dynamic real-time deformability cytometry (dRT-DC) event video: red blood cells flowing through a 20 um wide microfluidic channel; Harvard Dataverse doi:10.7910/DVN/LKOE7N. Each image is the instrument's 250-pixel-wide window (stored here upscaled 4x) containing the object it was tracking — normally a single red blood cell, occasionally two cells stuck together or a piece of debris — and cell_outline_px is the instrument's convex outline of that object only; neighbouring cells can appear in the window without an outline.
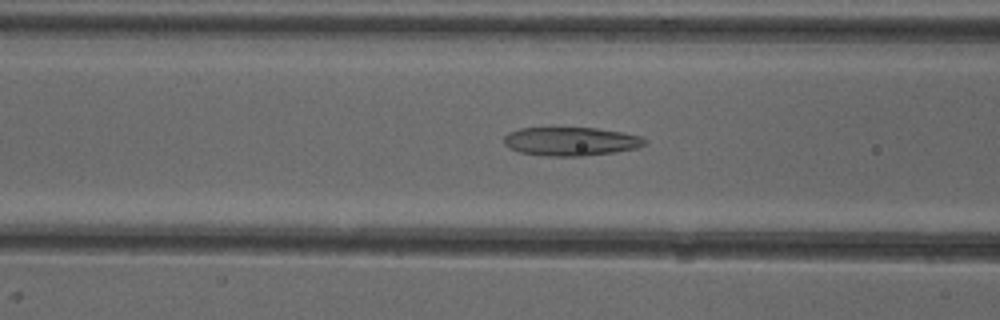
{"species": "common noctule bat (a hibernating species)", "species_latin": "Nyctalus noctula", "temperature_condition": "cold", "stored_images_in_passage": 51, "camera_frame_rate_fps": 3000, "um_per_image_px": 0.085, "animal": {"sex": "female"}, "frame": {"image": 1, "passage_image": 20, "time_ms": 6.333, "image_size_px": [1000, 320], "cell_outline_px": [[648, 144], [636, 148], [616, 152], [584, 156], [544, 156], [520, 152], [508, 148], [504, 144], [504, 136], [508, 132], [520, 128], [596, 128], [620, 132], [640, 136], [648, 140]], "centroid_in_image_um": [48.52, 12.02], "position_along_channel_um": 118.1, "area_um2": 23.64}}
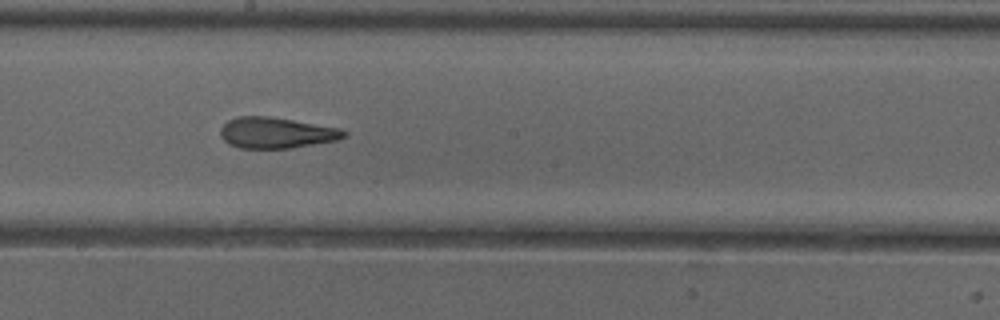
{"frame": {"image": 2, "passage_image": 28, "time_ms": 9.0, "image_size_px": [1000, 320], "cell_outline_px": [[348, 136], [336, 140], [288, 148], [240, 148], [228, 144], [220, 136], [220, 128], [228, 120], [236, 116], [268, 116], [340, 128], [348, 132]], "centroid_in_image_um": [23.46, 11.28], "position_along_channel_um": 224.7, "area_um2": 22.2}}
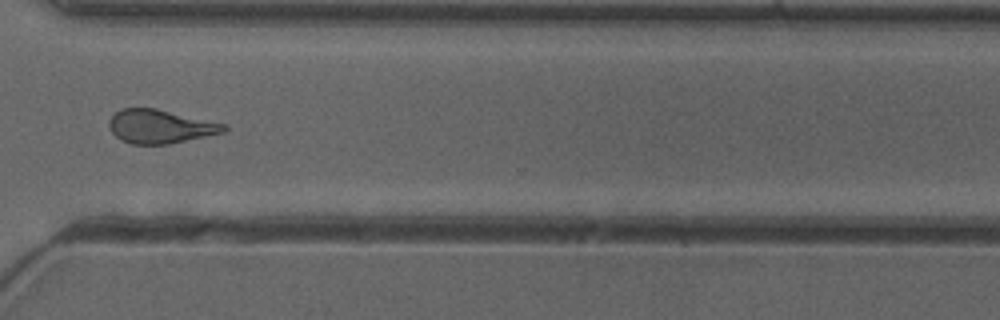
{"frame": {"image": 3, "passage_image": 38, "time_ms": 12.333, "image_size_px": [1000, 320], "cell_outline_px": [[228, 128], [224, 132], [168, 144], [132, 144], [120, 140], [108, 128], [108, 120], [120, 108], [156, 108], [224, 124]], "centroid_in_image_um": [13.56, 10.75], "position_along_channel_um": 357.0, "area_um2": 22.37}, "authors_computed_cell_mechanics": {"area_um2": 23.1778, "velocity_mm_per_s": 3.9884, "shape_relaxation_time_tau1_ms": null, "shape_relaxation_time_tau2_ms": 2.2843, "deformation_change_tau1": null, "deformation_change_tau2": 0.1317}}